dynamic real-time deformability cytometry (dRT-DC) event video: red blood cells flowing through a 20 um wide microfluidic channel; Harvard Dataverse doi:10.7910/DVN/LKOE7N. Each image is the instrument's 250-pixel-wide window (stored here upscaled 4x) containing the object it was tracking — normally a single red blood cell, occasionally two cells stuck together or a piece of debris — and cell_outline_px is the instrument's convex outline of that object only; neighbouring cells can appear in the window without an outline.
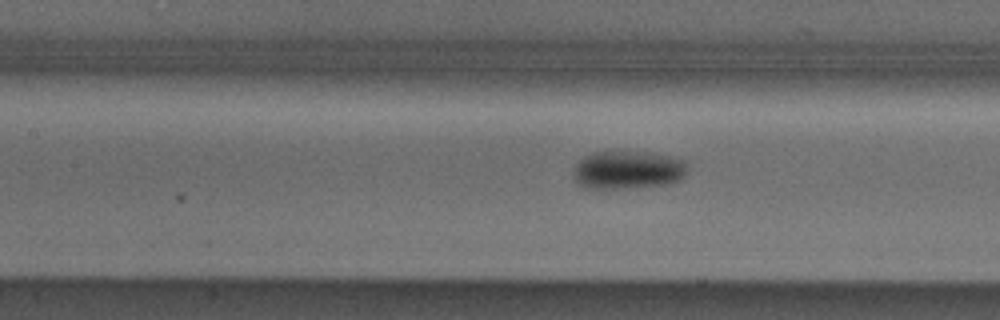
{"species": "Egyptian fruit bat (a non-hibernating species)", "species_latin": "Rousettus aegyptiacus", "temperature_condition": "cold", "stored_images_in_passage": 8, "segment_of_instrument_passage": [2, 2], "camera_frame_rate_fps": 3000, "um_per_image_px": 0.085, "animal": {"sex": "male"}, "frame": {"image": 1, "passage_image": 8, "time_ms": 2.333, "image_size_px": [1000, 320], "cell_outline_px": [[688, 164], [684, 176], [680, 180], [668, 184], [636, 188], [584, 188], [576, 180], [576, 164], [584, 156], [592, 152], [656, 152], [684, 160]], "centroid_in_image_um": [53.44, 14.44], "position_along_channel_um": 154.0, "area_um2": 25.43}}